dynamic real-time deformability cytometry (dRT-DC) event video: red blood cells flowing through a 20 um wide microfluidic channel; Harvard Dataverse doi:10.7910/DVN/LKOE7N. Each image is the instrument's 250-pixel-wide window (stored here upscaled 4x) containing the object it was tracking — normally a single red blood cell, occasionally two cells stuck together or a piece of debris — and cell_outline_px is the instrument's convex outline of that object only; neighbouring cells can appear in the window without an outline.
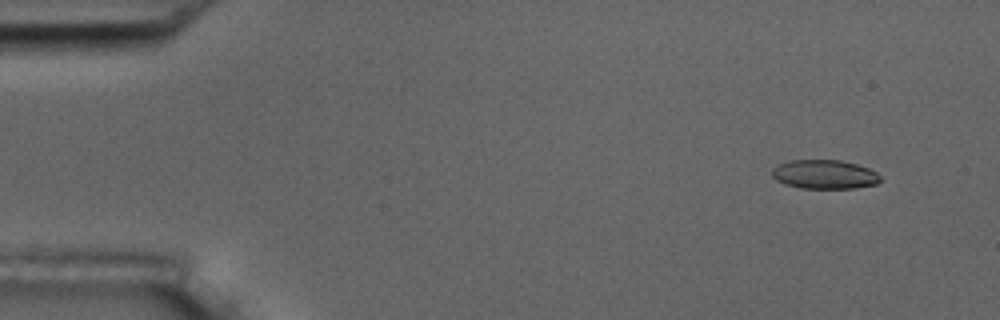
{"species": "common noctule bat (a hibernating species)", "species_latin": "Nyctalus noctula", "temperature_condition": "room temperature", "stored_images_in_passage": 5, "camera_frame_rate_fps": 3000, "um_per_image_px": 0.085, "animal": {"sex": "male", "body_mass_g": 17.5, "forearm_length_mm": 52.3}, "frame": {"image": 1, "passage_image": 1, "time_ms": 0.0, "image_size_px": [1000, 320], "cell_outline_px": [[880, 180], [876, 184], [856, 188], [800, 188], [784, 184], [776, 180], [772, 176], [772, 168], [776, 164], [788, 160], [840, 160], [856, 164], [868, 168], [876, 172], [880, 176]], "centroid_in_image_um": [70.04, 14.82], "position_along_channel_um": 15.0, "area_um2": 18.44}}
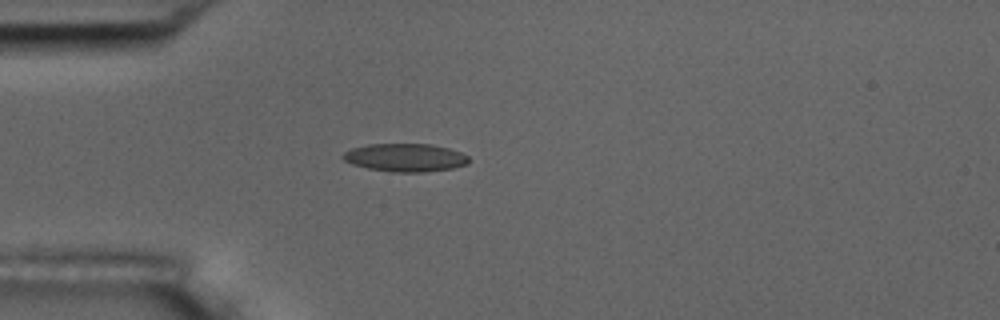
{"frame": {"image": 2, "passage_image": 4, "time_ms": 3.667, "image_size_px": [1000, 320], "cell_outline_px": [[468, 164], [452, 168], [424, 172], [392, 172], [368, 168], [352, 164], [344, 160], [340, 156], [344, 152], [352, 148], [368, 144], [432, 144], [448, 148], [460, 152], [468, 156]], "centroid_in_image_um": [34.43, 13.39], "position_along_channel_um": 50.6, "area_um2": 20.58}}